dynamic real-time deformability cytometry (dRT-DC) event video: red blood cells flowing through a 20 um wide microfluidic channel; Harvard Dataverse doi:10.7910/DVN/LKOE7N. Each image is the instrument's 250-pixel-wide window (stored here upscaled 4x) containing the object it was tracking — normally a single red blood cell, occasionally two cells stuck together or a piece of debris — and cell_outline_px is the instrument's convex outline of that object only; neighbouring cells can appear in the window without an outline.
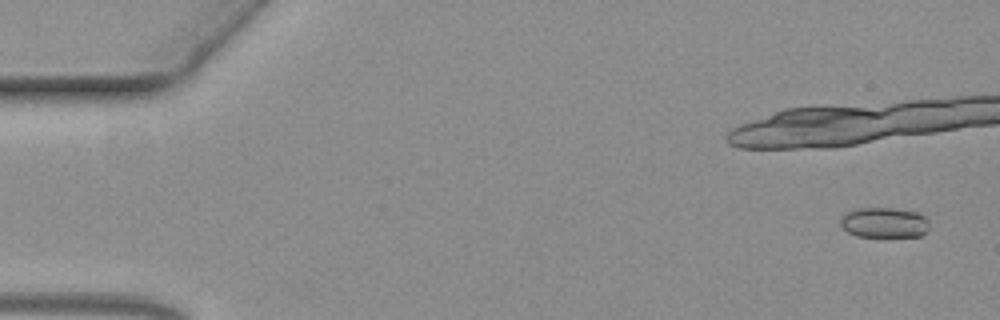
{"species": "common noctule bat (a hibernating species)", "species_latin": "Nyctalus noctula", "temperature_condition": "warm", "stored_images_in_passage": 48, "camera_frame_rate_fps": 3000, "um_per_image_px": 0.085, "animal": {"sex": "female", "body_mass_g": 19.3, "forearm_length_mm": 54.1}, "frame": {"image": 1, "passage_image": 1, "time_ms": 0.0, "image_size_px": [1000, 320], "cell_outline_px": [[928, 228], [920, 236], [856, 236], [848, 232], [840, 224], [840, 220], [848, 212], [860, 208], [892, 208], [916, 212], [924, 216], [928, 220]], "centroid_in_image_um": [75.16, 18.92], "position_along_channel_um": 9.8, "area_um2": 15.37}}